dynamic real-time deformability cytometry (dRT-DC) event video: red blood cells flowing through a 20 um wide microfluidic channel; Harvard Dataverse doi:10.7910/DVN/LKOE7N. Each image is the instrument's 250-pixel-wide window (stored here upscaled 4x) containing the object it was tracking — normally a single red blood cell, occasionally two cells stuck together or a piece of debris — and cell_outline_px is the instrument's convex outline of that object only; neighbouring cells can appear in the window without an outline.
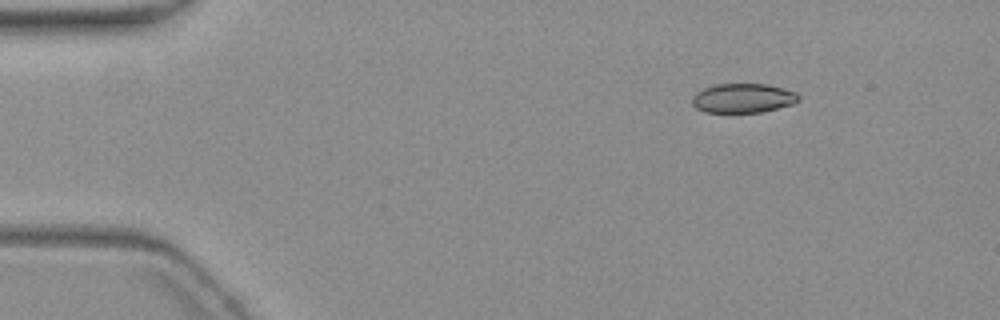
{"species": "common noctule bat (a hibernating species)", "species_latin": "Nyctalus noctula", "temperature_condition": "warm", "stored_images_in_passage": 7, "camera_frame_rate_fps": 3000, "um_per_image_px": 0.085, "animal": {"sex": "female", "body_mass_g": 19.3, "forearm_length_mm": 54.1}, "frame": {"image": 1, "passage_image": 1, "time_ms": 0.0, "image_size_px": [1000, 320], "cell_outline_px": [[800, 100], [792, 104], [760, 112], [704, 112], [696, 108], [692, 104], [692, 96], [696, 92], [704, 88], [716, 84], [768, 84], [796, 92], [800, 96]], "centroid_in_image_um": [63.14, 8.34], "position_along_channel_um": 21.9, "area_um2": 18.15}}
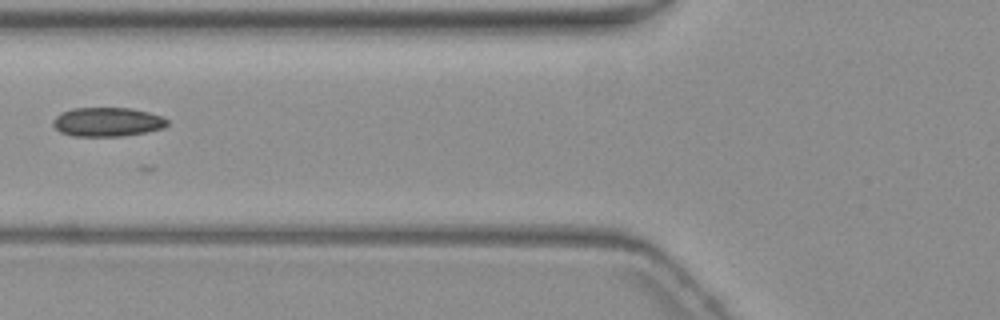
{"frame": {"image": 2, "passage_image": 5, "time_ms": 5.0, "image_size_px": [1000, 320], "cell_outline_px": [[168, 124], [164, 128], [124, 136], [72, 136], [60, 132], [52, 124], [52, 120], [60, 112], [72, 108], [132, 108], [164, 116], [168, 120]], "centroid_in_image_um": [9.12, 10.36], "position_along_channel_um": 116.7, "area_um2": 19.54}}
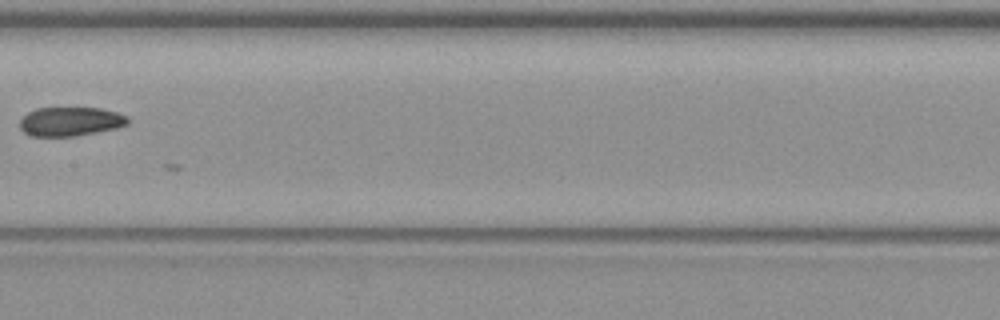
{"frame": {"image": 3, "passage_image": 7, "time_ms": 7.333, "image_size_px": [1000, 320], "cell_outline_px": [[128, 124], [116, 128], [76, 136], [32, 136], [24, 132], [20, 128], [20, 120], [28, 112], [36, 108], [100, 108], [116, 112], [124, 116], [128, 120]], "centroid_in_image_um": [5.95, 10.33], "position_along_channel_um": 201.4, "area_um2": 18.09}}